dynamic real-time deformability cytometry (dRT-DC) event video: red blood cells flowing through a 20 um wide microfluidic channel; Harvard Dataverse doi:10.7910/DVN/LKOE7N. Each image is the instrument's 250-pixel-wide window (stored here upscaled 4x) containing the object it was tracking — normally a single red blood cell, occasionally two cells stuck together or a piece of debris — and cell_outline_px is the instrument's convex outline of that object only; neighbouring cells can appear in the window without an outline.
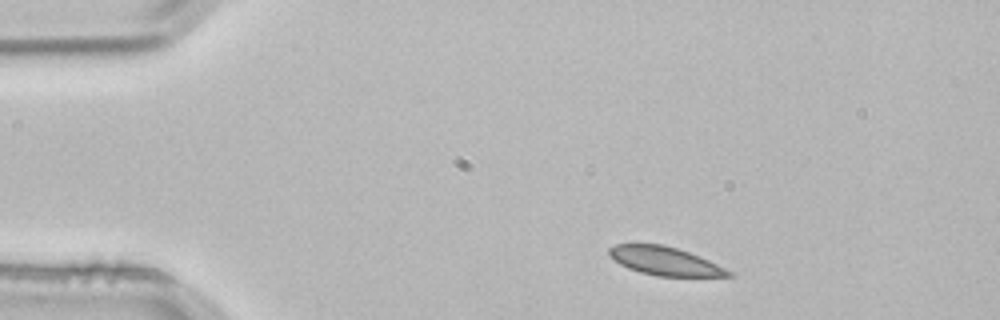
{"species": "common noctule bat (a hibernating species)", "species_latin": "Nyctalus noctula", "temperature_condition": "room temperature", "stored_images_in_passage": 2, "camera_frame_rate_fps": 3000, "um_per_image_px": 0.085, "animal": {"sex": "male", "body_mass_g": 21.5, "forearm_length_mm": 52.0}, "frame": {"image": 1, "passage_image": 1, "time_ms": 0.0, "image_size_px": [1000, 320], "cell_outline_px": [[736, 276], [656, 276], [640, 272], [628, 268], [612, 260], [608, 256], [608, 248], [616, 244], [636, 240], [664, 244], [700, 256], [732, 272]], "centroid_in_image_um": [56.39, 22.13], "position_along_channel_um": 28.6, "area_um2": 20.46}}